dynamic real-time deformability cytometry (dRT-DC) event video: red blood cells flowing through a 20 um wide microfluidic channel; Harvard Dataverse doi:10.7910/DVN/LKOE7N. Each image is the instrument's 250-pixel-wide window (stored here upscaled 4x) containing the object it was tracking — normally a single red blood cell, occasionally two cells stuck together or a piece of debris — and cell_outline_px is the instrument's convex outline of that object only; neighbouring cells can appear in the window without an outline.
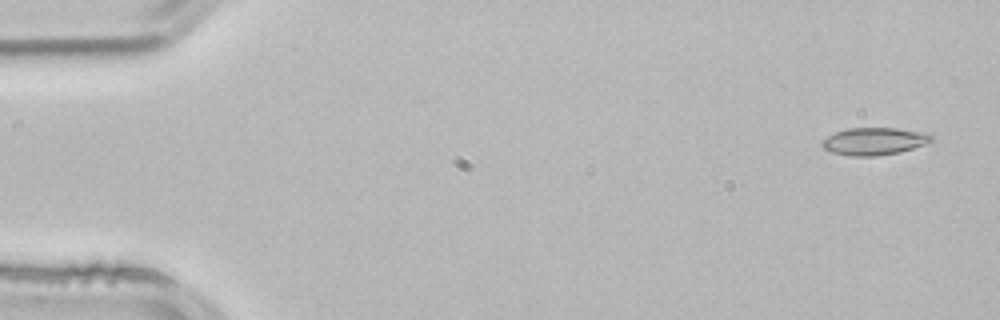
{"species": "common noctule bat (a hibernating species)", "species_latin": "Nyctalus noctula", "temperature_condition": "room temperature", "stored_images_in_passage": 3, "camera_frame_rate_fps": 3000, "um_per_image_px": 0.085, "animal": {"sex": "male", "body_mass_g": 21.5, "forearm_length_mm": 52.0}, "frame": {"image": 1, "passage_image": 1, "time_ms": 0.0, "image_size_px": [1000, 320], "cell_outline_px": [[932, 140], [924, 144], [900, 152], [876, 156], [852, 156], [832, 152], [824, 148], [820, 144], [820, 140], [836, 132], [848, 128], [896, 128], [932, 132]], "centroid_in_image_um": [74.32, 11.99], "position_along_channel_um": 10.7, "area_um2": 17.57}}